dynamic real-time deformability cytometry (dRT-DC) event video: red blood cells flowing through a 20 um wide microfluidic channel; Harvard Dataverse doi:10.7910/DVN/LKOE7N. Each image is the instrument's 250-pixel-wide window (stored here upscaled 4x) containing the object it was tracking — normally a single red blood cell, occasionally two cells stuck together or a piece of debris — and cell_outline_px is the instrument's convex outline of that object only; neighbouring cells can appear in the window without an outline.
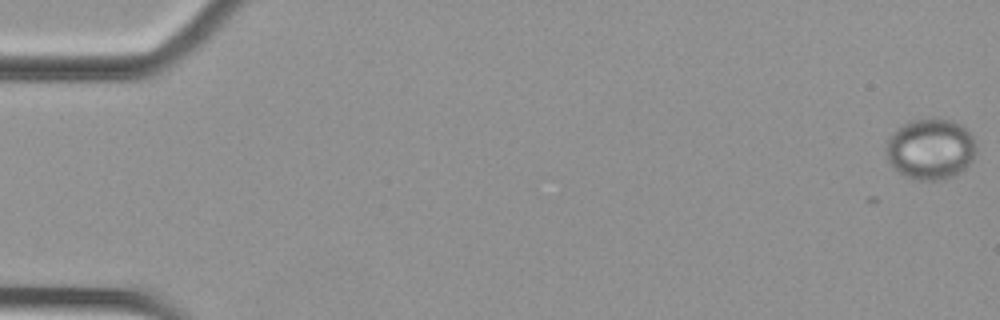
{"species": "Egyptian fruit bat (a non-hibernating species)", "species_latin": "Rousettus aegyptiacus", "temperature_condition": "cold", "stored_images_in_passage": 5, "camera_frame_rate_fps": 3000, "um_per_image_px": 0.085, "animal": {"sex": "female"}, "frame": {"image": 1, "passage_image": 5, "time_ms": 1.333, "image_size_px": [1000, 320], "cell_outline_px": [[976, 156], [956, 176], [944, 180], [912, 180], [904, 176], [888, 160], [884, 148], [888, 136], [892, 132], [904, 124], [912, 120], [952, 120], [960, 124], [972, 136], [976, 144]], "centroid_in_image_um": [79.08, 12.7], "position_along_channel_um": 5.9, "area_um2": 32.02}}